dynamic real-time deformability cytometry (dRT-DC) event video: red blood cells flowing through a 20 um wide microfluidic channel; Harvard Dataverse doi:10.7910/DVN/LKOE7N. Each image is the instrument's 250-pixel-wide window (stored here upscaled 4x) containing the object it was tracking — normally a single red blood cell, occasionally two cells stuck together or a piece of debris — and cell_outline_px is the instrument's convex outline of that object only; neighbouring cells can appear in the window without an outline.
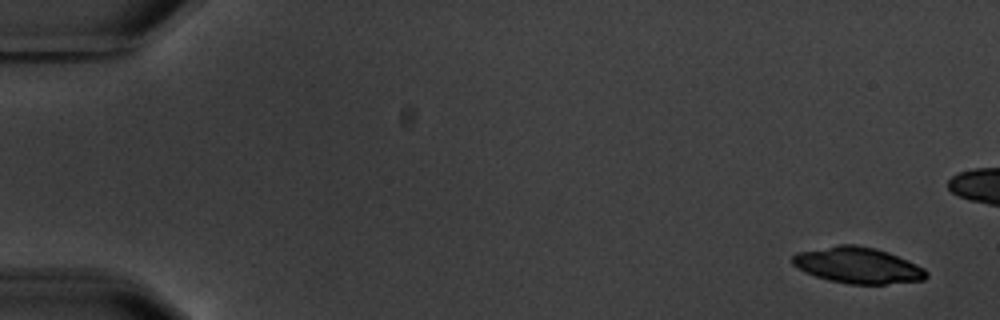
{"species": "common noctule bat (a hibernating species)", "species_latin": "Nyctalus noctula", "temperature_condition": "warm", "stored_images_in_passage": 6, "camera_frame_rate_fps": 3000, "um_per_image_px": 0.085, "animal": {"sex": "male", "body_mass_g": 20.1, "forearm_length_mm": 53.5}, "frame": {"image": 1, "passage_image": 1, "time_ms": 0.0, "image_size_px": [1000, 320], "cell_outline_px": [[928, 276], [924, 280], [884, 284], [848, 284], [828, 280], [804, 272], [792, 264], [792, 256], [796, 252], [840, 244], [856, 244], [876, 248], [888, 252], [916, 264], [924, 268], [928, 272]], "centroid_in_image_um": [72.9, 22.55], "position_along_channel_um": 12.1, "area_um2": 28.26}}